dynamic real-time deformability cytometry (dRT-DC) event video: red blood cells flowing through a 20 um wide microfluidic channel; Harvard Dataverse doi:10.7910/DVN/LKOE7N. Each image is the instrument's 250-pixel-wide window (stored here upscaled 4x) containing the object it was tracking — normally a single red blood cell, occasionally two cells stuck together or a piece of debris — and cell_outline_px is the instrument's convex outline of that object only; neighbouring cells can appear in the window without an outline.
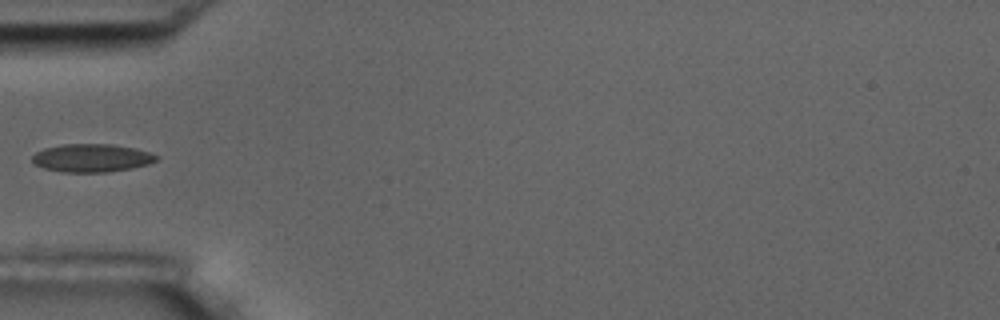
{"species": "common noctule bat (a hibernating species)", "species_latin": "Nyctalus noctula", "temperature_condition": "room temperature", "stored_images_in_passage": 7, "camera_frame_rate_fps": 3000, "um_per_image_px": 0.085, "animal": {"sex": "male", "body_mass_g": 17.5, "forearm_length_mm": 52.3}, "frame": {"image": 1, "passage_image": 4, "time_ms": 4.333, "image_size_px": [1000, 320], "cell_outline_px": [[160, 156], [156, 160], [148, 164], [132, 168], [108, 172], [60, 172], [44, 168], [36, 164], [32, 160], [32, 156], [36, 152], [44, 148], [64, 144], [112, 144], [136, 148]], "centroid_in_image_um": [7.8, 13.42], "position_along_channel_um": 77.2, "area_um2": 20.35}}
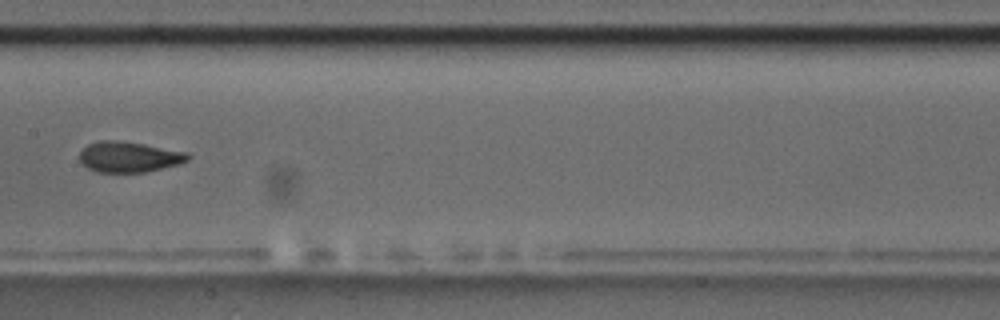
{"frame": {"image": 2, "passage_image": 7, "time_ms": 7.667, "image_size_px": [1000, 320], "cell_outline_px": [[192, 156], [188, 160], [180, 164], [144, 172], [96, 172], [88, 168], [80, 160], [80, 152], [88, 144], [100, 140], [120, 140], [144, 144], [188, 152]], "centroid_in_image_um": [10.99, 13.33], "position_along_channel_um": 196.4, "area_um2": 19.36}}